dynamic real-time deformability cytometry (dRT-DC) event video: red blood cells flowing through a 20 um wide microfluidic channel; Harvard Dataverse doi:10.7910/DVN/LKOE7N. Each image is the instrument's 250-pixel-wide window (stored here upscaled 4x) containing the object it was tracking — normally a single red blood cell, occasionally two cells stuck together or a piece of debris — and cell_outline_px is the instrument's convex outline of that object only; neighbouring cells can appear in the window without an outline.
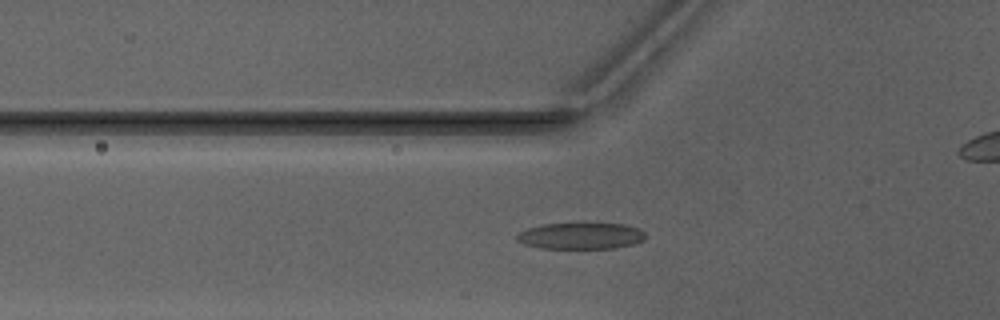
{"species": "Egyptian fruit bat (a non-hibernating species)", "species_latin": "Rousettus aegyptiacus", "temperature_condition": "warm", "stored_images_in_passage": 51, "camera_frame_rate_fps": 3000, "um_per_image_px": 0.085, "animal": {"sex": "male"}, "frame": {"image": 1, "passage_image": 18, "time_ms": 5.667, "image_size_px": [1000, 320], "cell_outline_px": [[644, 240], [632, 244], [616, 248], [540, 248], [524, 244], [516, 240], [516, 236], [520, 232], [528, 228], [544, 224], [580, 220], [624, 224], [640, 228], [644, 232]], "centroid_in_image_um": [49.38, 19.99], "position_along_channel_um": 76.4, "area_um2": 20.75}}
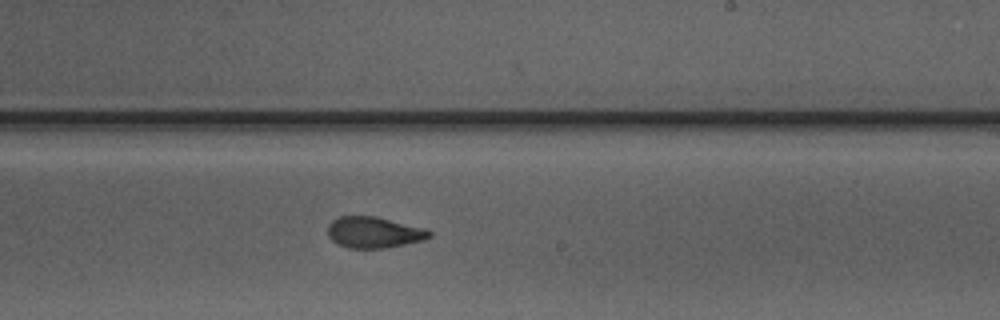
{"frame": {"image": 2, "passage_image": 31, "time_ms": 10.0, "image_size_px": [1000, 320], "cell_outline_px": [[432, 236], [424, 240], [384, 248], [348, 248], [336, 244], [328, 236], [328, 224], [332, 220], [340, 216], [376, 216], [424, 228], [432, 232]], "centroid_in_image_um": [31.76, 19.75], "position_along_channel_um": 257.2, "area_um2": 18.5}}
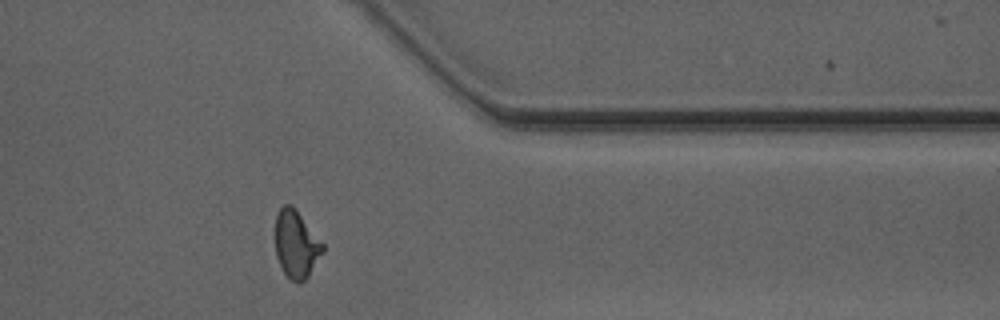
{"frame": {"image": 3, "passage_image": 41, "time_ms": 13.333, "image_size_px": [1000, 320], "cell_outline_px": [[324, 252], [308, 276], [304, 280], [292, 280], [284, 272], [276, 256], [276, 216], [280, 208], [284, 204], [292, 204], [296, 208], [324, 244]], "centroid_in_image_um": [25.19, 20.71], "position_along_channel_um": 386.2, "area_um2": 18.5}, "authors_computed_cell_mechanics": {"area_um2": 18.9006, "velocity_mm_per_s": 4.1646, "shape_relaxation_time_tau1_ms": 4.6925, "shape_relaxation_time_tau2_ms": 1.7199, "deformation_change_tau1": 0.1543, "deformation_change_tau2": 0.0811}}